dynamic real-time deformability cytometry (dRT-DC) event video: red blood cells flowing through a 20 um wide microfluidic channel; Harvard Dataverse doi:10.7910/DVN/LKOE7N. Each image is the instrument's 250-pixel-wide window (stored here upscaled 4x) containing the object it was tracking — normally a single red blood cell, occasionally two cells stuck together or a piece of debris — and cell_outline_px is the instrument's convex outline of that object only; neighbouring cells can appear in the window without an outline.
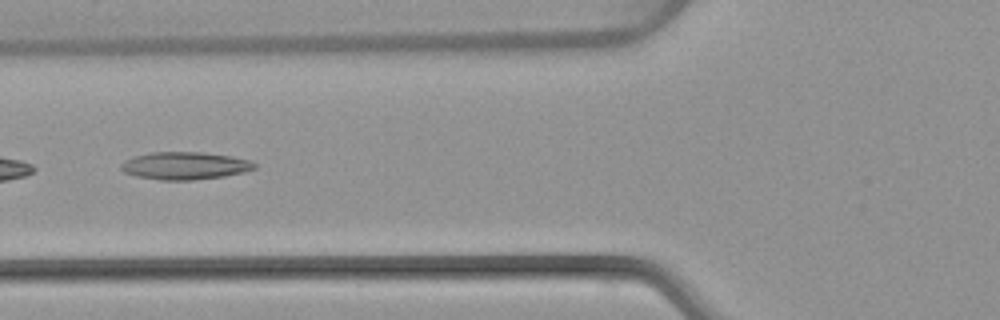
{"species": "common noctule bat (a hibernating species)", "species_latin": "Nyctalus noctula", "temperature_condition": "warm", "stored_images_in_passage": 8, "camera_frame_rate_fps": 3000, "um_per_image_px": 0.085, "animal": {"sex": "female", "body_mass_g": 22.7, "forearm_length_mm": 54.2}, "frame": {"image": 1, "passage_image": 6, "time_ms": 6.0, "image_size_px": [1000, 320], "cell_outline_px": [[256, 168], [244, 172], [224, 176], [192, 180], [160, 180], [136, 176], [124, 172], [120, 168], [120, 164], [124, 160], [132, 156], [152, 152], [200, 152], [232, 156], [252, 160], [256, 164]], "centroid_in_image_um": [15.71, 14.08], "position_along_channel_um": 110.1, "area_um2": 21.62}}
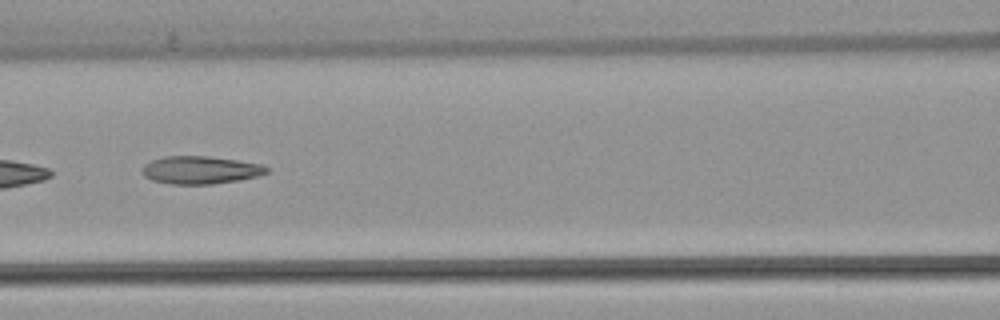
{"frame": {"image": 2, "passage_image": 7, "time_ms": 7.0, "image_size_px": [1000, 320], "cell_outline_px": [[268, 172], [260, 176], [240, 180], [212, 184], [172, 184], [152, 180], [144, 176], [140, 172], [144, 164], [152, 160], [164, 156], [208, 156], [236, 160], [260, 164], [268, 168]], "centroid_in_image_um": [17.01, 14.45], "position_along_channel_um": 149.6, "area_um2": 20.23}}
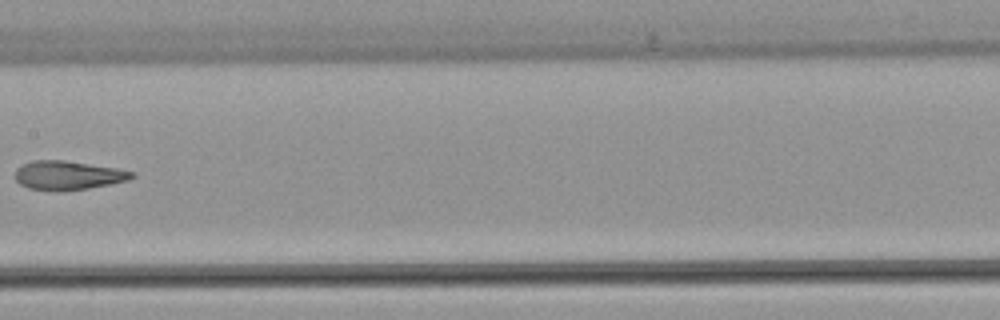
{"frame": {"image": 3, "passage_image": 8, "time_ms": 8.333, "image_size_px": [1000, 320], "cell_outline_px": [[136, 176], [128, 180], [112, 184], [64, 192], [56, 192], [28, 188], [20, 184], [16, 180], [16, 168], [32, 160], [64, 160], [116, 168], [136, 172]], "centroid_in_image_um": [5.79, 14.92], "position_along_channel_um": 201.6, "area_um2": 19.94}}